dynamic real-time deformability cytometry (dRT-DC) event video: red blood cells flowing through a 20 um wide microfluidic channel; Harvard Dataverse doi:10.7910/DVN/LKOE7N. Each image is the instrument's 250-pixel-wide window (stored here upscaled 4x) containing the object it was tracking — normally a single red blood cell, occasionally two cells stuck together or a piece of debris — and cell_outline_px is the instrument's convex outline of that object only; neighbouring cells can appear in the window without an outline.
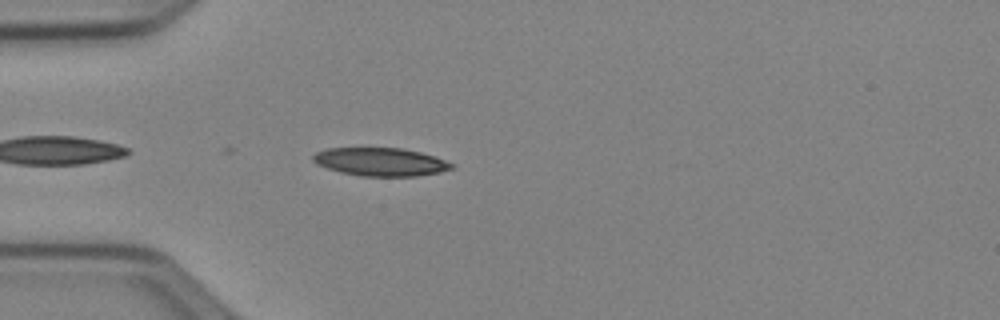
{"species": "Egyptian fruit bat (a non-hibernating species)", "species_latin": "Rousettus aegyptiacus", "temperature_condition": "cold", "stored_images_in_passage": 23, "camera_frame_rate_fps": 3000, "um_per_image_px": 0.085, "animal": {"sex": "female"}, "frame": {"image": 1, "passage_image": 3, "time_ms": 0.667, "image_size_px": [1000, 320], "cell_outline_px": [[456, 164], [452, 168], [440, 172], [416, 176], [360, 176], [340, 172], [316, 164], [312, 160], [312, 156], [316, 152], [328, 148], [404, 148], [436, 156]], "centroid_in_image_um": [32.36, 13.75], "position_along_channel_um": 52.6, "area_um2": 22.89}}
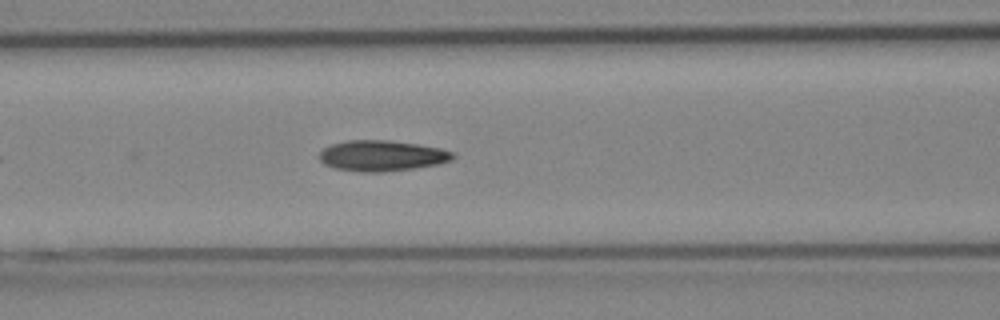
{"frame": {"image": 2, "passage_image": 10, "time_ms": 3.0, "image_size_px": [1000, 320], "cell_outline_px": [[456, 156], [452, 160], [440, 164], [412, 168], [380, 172], [364, 172], [336, 168], [324, 164], [320, 160], [320, 152], [324, 148], [332, 144], [348, 140], [384, 140], [416, 144], [440, 148], [456, 152]], "centroid_in_image_um": [32.5, 13.23], "position_along_channel_um": 134.1, "area_um2": 23.76}}
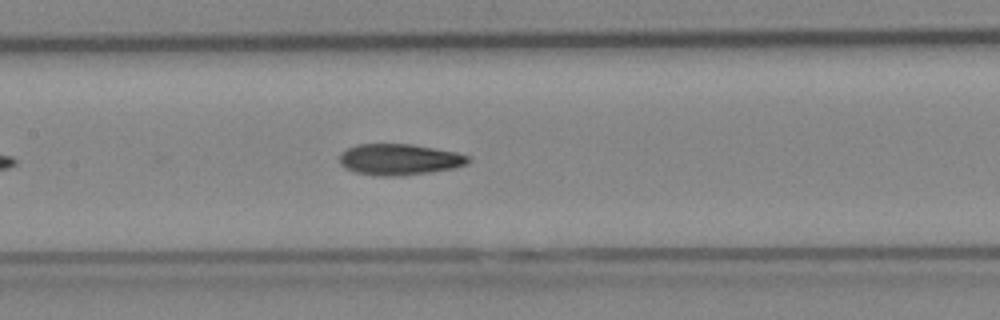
{"frame": {"image": 3, "passage_image": 13, "time_ms": 4.0, "image_size_px": [1000, 320], "cell_outline_px": [[472, 160], [468, 164], [452, 168], [428, 172], [400, 176], [380, 176], [356, 172], [344, 168], [340, 164], [340, 152], [356, 144], [412, 144], [456, 152], [468, 156]], "centroid_in_image_um": [33.93, 13.55], "position_along_channel_um": 173.5, "area_um2": 23.35}}